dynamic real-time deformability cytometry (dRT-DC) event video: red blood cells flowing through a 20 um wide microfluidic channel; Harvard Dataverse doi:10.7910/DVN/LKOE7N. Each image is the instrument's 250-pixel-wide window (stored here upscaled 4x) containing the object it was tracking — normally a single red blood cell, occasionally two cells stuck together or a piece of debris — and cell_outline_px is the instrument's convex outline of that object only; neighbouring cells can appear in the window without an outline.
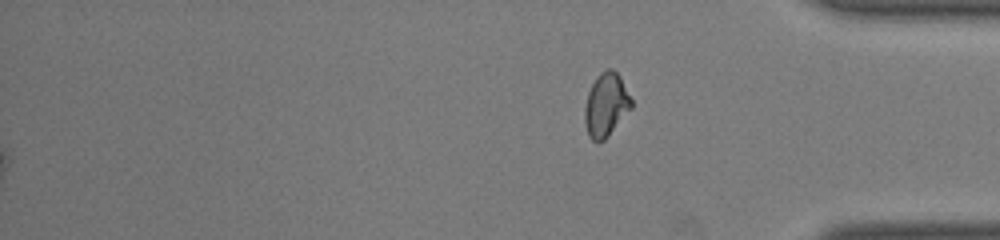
{"species": "common noctule bat (a hibernating species)", "species_latin": "Nyctalus noctula", "temperature_condition": "room temperature", "stored_images_in_passage": 46, "segment_of_instrument_passage": [2, 2], "camera_frame_rate_fps": 3000, "um_per_image_px": 0.085, "animal": {"sex": "male", "body_mass_g": 19.0, "forearm_length_mm": 50.8}, "frame": {"image": 1, "passage_image": 46, "time_ms": 15.0, "image_size_px": [1000, 240], "cell_outline_px": [[632, 108], [604, 140], [596, 144], [588, 136], [584, 124], [584, 108], [588, 92], [596, 76], [600, 72], [608, 68], [612, 68], [620, 76], [632, 100]], "centroid_in_image_um": [51.49, 8.93], "position_along_channel_um": 383.7, "area_um2": 17.46}}